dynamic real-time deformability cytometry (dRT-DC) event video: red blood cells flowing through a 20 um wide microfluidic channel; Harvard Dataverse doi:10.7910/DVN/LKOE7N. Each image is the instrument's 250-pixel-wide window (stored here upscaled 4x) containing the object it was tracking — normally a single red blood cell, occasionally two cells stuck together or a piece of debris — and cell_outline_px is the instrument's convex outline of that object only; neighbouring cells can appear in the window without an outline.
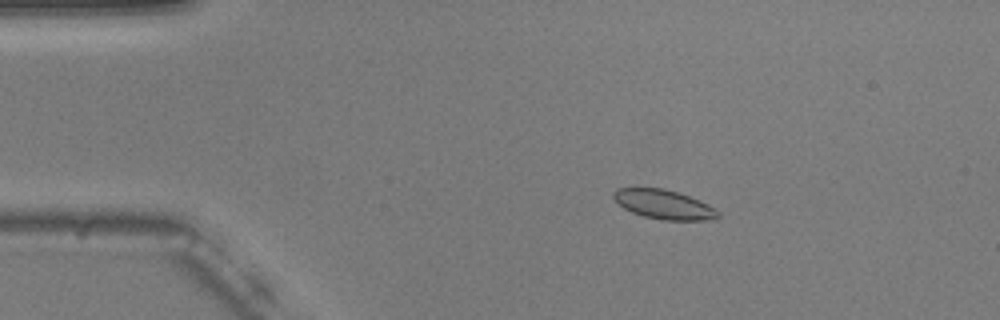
{"species": "common noctule bat (a hibernating species)", "species_latin": "Nyctalus noctula", "temperature_condition": "warm", "stored_images_in_passage": 52, "camera_frame_rate_fps": 3000, "um_per_image_px": 0.085, "animal": {"sex": "male", "body_mass_g": 20.5, "forearm_length_mm": 52.5}, "frame": {"image": 1, "passage_image": 7, "time_ms": 2.0, "image_size_px": [1000, 320], "cell_outline_px": [[720, 216], [708, 220], [660, 220], [644, 216], [632, 212], [624, 208], [612, 196], [612, 192], [616, 188], [664, 188], [688, 196], [708, 204], [716, 208], [720, 212]], "centroid_in_image_um": [56.43, 17.38], "position_along_channel_um": 28.6, "area_um2": 17.74}}
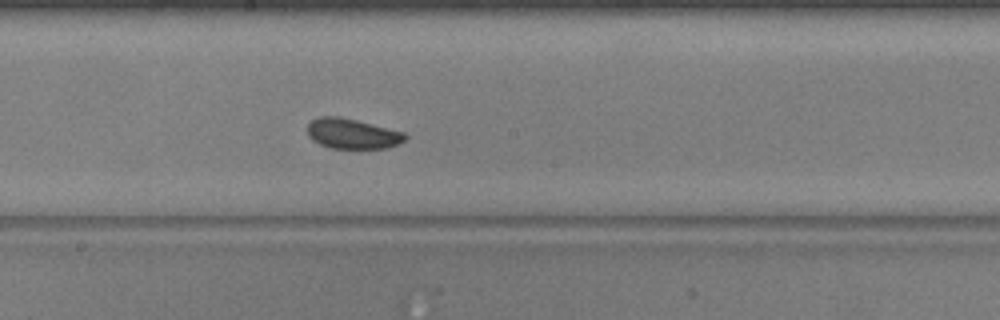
{"frame": {"image": 2, "passage_image": 27, "time_ms": 8.667, "image_size_px": [1000, 320], "cell_outline_px": [[408, 136], [404, 140], [388, 148], [328, 148], [312, 140], [308, 136], [308, 124], [312, 120], [320, 116], [340, 116], [404, 132]], "centroid_in_image_um": [29.92, 11.36], "position_along_channel_um": 218.3, "area_um2": 17.11}}
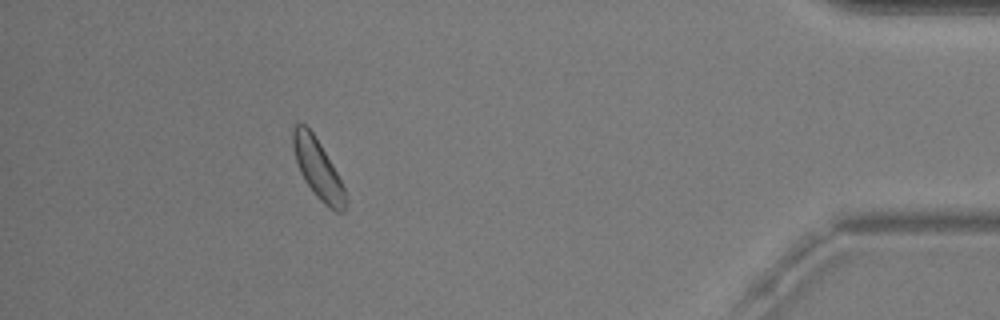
{"frame": {"image": 3, "passage_image": 47, "time_ms": 15.333, "image_size_px": [1000, 320], "cell_outline_px": [[344, 212], [336, 212], [324, 204], [316, 196], [304, 180], [300, 172], [292, 148], [292, 128], [296, 124], [304, 124], [312, 132], [320, 144], [332, 164], [344, 188]], "centroid_in_image_um": [26.97, 14.32], "position_along_channel_um": 408.2, "area_um2": 17.69}}